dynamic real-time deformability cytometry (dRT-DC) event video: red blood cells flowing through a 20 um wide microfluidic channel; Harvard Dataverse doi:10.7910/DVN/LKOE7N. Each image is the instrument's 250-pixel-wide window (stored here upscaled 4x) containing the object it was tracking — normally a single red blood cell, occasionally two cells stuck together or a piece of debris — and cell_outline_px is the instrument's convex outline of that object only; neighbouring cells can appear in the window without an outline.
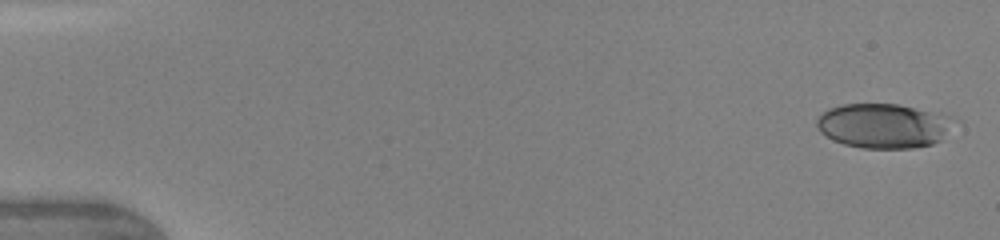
{"species": "human", "species_latin": "Homo sapiens", "temperature_condition": "warm", "stored_images_in_passage": 30, "camera_frame_rate_fps": 3000, "um_per_image_px": 0.085, "donor": {"sex": "female"}, "frame": {"image": 1, "passage_image": 1, "time_ms": 0.0, "image_size_px": [1000, 240], "cell_outline_px": [[964, 120], [940, 140], [932, 144], [912, 148], [860, 148], [844, 144], [832, 140], [820, 132], [816, 124], [816, 120], [828, 108], [844, 104], [900, 104], [944, 112]], "centroid_in_image_um": [75.26, 10.67], "position_along_channel_um": 9.7, "area_um2": 36.82}}
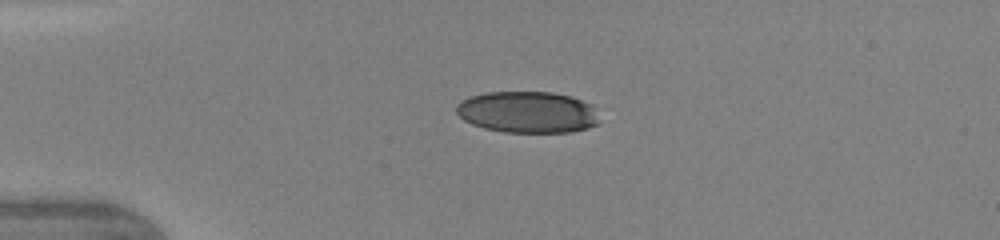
{"frame": {"image": 2, "passage_image": 21, "time_ms": 3.333, "image_size_px": [1000, 240], "cell_outline_px": [[596, 124], [588, 128], [572, 132], [504, 132], [484, 128], [472, 124], [464, 120], [456, 112], [456, 104], [460, 100], [484, 92], [552, 92], [568, 96], [592, 104], [596, 120]], "centroid_in_image_um": [44.78, 9.53], "position_along_channel_um": 40.2, "area_um2": 34.39}}